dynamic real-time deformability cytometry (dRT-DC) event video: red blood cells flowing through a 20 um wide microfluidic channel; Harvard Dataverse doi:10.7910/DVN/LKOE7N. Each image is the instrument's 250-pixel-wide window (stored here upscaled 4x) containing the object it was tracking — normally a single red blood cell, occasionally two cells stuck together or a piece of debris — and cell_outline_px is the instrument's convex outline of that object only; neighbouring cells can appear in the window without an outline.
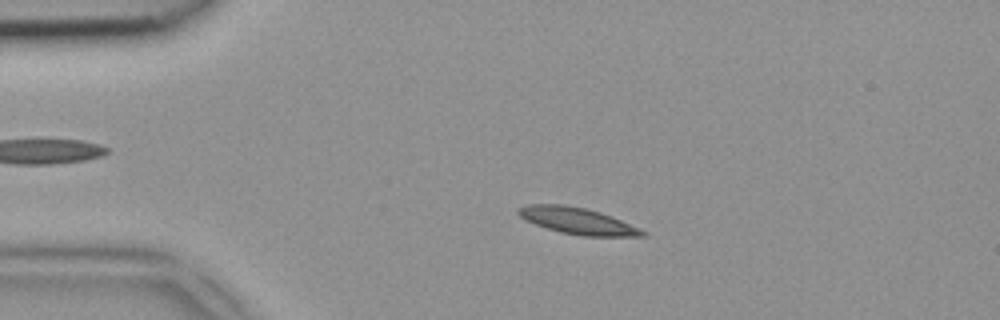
{"species": "common noctule bat (a hibernating species)", "species_latin": "Nyctalus noctula", "temperature_condition": "room temperature", "stored_images_in_passage": 47, "camera_frame_rate_fps": 3000, "um_per_image_px": 0.085, "animal": {"sex": "female", "body_mass_g": 18.4}, "frame": {"image": 1, "passage_image": 10, "time_ms": 3.0, "image_size_px": [1000, 320], "cell_outline_px": [[648, 236], [580, 236], [560, 232], [524, 220], [516, 212], [516, 208], [528, 204], [560, 204], [584, 208], [600, 212], [612, 216], [640, 228], [648, 232]], "centroid_in_image_um": [49.09, 18.77], "position_along_channel_um": 35.9, "area_um2": 19.25}}
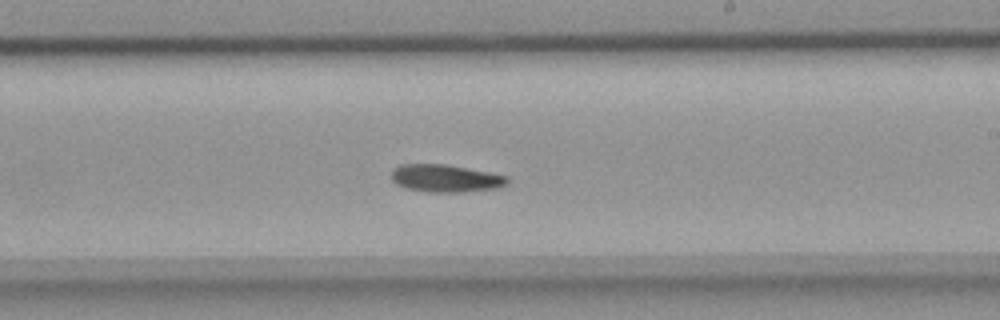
{"frame": {"image": 2, "passage_image": 28, "time_ms": 9.0, "image_size_px": [1000, 320], "cell_outline_px": [[508, 184], [496, 188], [464, 192], [428, 192], [408, 188], [396, 184], [392, 180], [392, 168], [400, 164], [444, 164], [468, 168], [508, 176]], "centroid_in_image_um": [37.86, 15.15], "position_along_channel_um": 251.1, "area_um2": 18.61}}
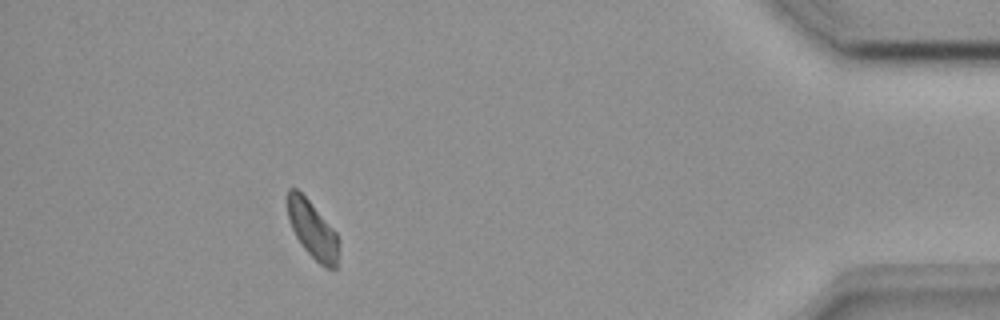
{"frame": {"image": 3, "passage_image": 43, "time_ms": 14.0, "image_size_px": [1000, 320], "cell_outline_px": [[340, 252], [336, 268], [324, 268], [304, 248], [296, 236], [292, 228], [288, 216], [288, 188], [296, 188], [308, 200], [336, 232]], "centroid_in_image_um": [26.59, 19.56], "position_along_channel_um": 408.6, "area_um2": 16.76}}